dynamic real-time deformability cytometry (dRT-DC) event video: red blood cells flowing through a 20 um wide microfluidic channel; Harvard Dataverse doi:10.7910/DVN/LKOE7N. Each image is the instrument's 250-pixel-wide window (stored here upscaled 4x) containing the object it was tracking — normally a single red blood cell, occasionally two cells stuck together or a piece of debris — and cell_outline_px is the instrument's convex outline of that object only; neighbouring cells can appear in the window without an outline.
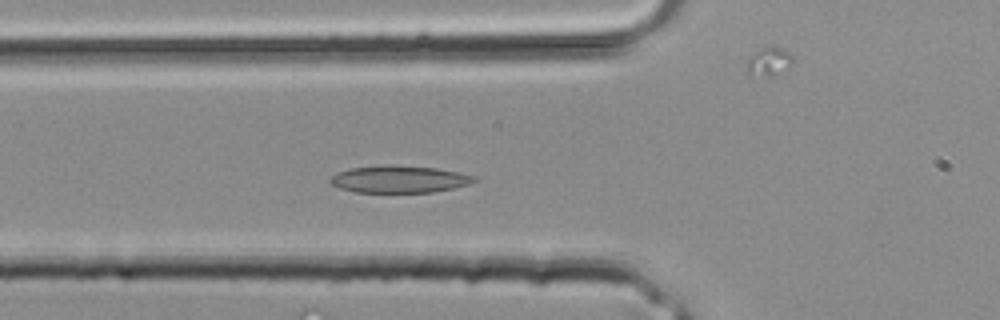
{"species": "common noctule bat (a hibernating species)", "species_latin": "Nyctalus noctula", "temperature_condition": "room temperature", "stored_images_in_passage": 25, "camera_frame_rate_fps": 3000, "um_per_image_px": 0.085, "animal": {"sex": "male", "body_mass_g": 20.4}, "frame": {"image": 1, "passage_image": 8, "time_ms": 2.333, "image_size_px": [1000, 320], "cell_outline_px": [[476, 180], [468, 184], [452, 188], [432, 192], [356, 192], [340, 188], [332, 184], [328, 180], [336, 172], [348, 168], [380, 164], [392, 164], [436, 168], [476, 176]], "centroid_in_image_um": [33.87, 15.21], "position_along_channel_um": 91.9, "area_um2": 22.89}}
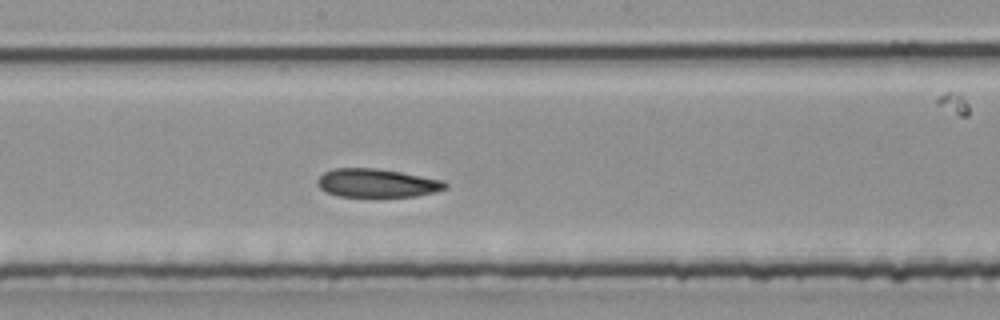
{"frame": {"image": 2, "passage_image": 14, "time_ms": 4.333, "image_size_px": [1000, 320], "cell_outline_px": [[448, 188], [416, 196], [340, 196], [328, 192], [320, 188], [316, 184], [316, 180], [324, 172], [336, 168], [376, 168], [400, 172], [444, 180], [448, 184]], "centroid_in_image_um": [32.04, 15.55], "position_along_channel_um": 216.2, "area_um2": 21.04}}
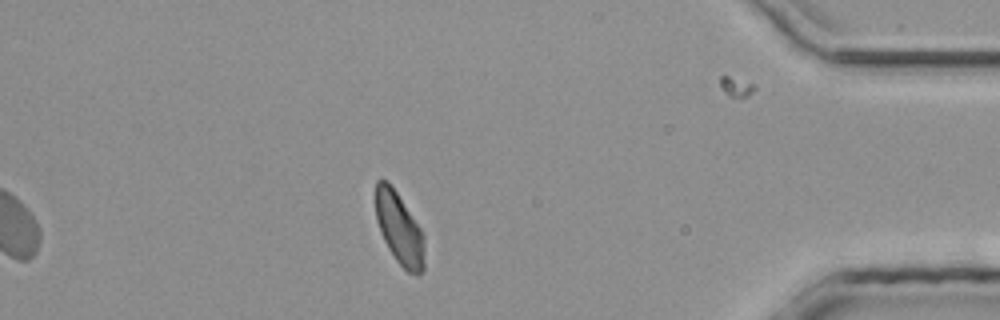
{"frame": {"image": 3, "passage_image": 25, "time_ms": 8.0, "image_size_px": [1000, 320], "cell_outline_px": [[424, 268], [416, 276], [408, 272], [396, 260], [388, 248], [380, 232], [376, 220], [376, 180], [388, 180], [420, 228], [424, 236]], "centroid_in_image_um": [33.94, 19.45], "position_along_channel_um": 401.3, "area_um2": 20.23}}